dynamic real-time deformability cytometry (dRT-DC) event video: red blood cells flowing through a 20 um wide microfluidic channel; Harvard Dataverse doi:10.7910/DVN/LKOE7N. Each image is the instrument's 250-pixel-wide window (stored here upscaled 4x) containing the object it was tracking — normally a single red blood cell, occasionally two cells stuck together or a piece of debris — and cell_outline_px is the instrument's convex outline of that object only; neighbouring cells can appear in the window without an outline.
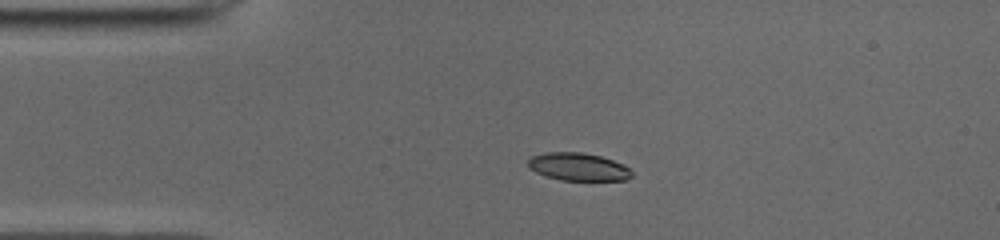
{"species": "common noctule bat (a hibernating species)", "species_latin": "Nyctalus noctula", "temperature_condition": "cold", "stored_images_in_passage": 41, "camera_frame_rate_fps": 3000, "um_per_image_px": 0.085, "animal": {"sex": "male", "body_mass_g": 19.0, "forearm_length_mm": 50.8}, "frame": {"image": 1, "passage_image": 1, "time_ms": 0.0, "image_size_px": [1000, 240], "cell_outline_px": [[632, 176], [628, 180], [560, 180], [544, 176], [528, 168], [528, 160], [532, 156], [544, 152], [580, 152], [600, 156], [624, 164], [632, 172]], "centroid_in_image_um": [49.13, 14.18], "position_along_channel_um": 35.9, "area_um2": 16.88}}
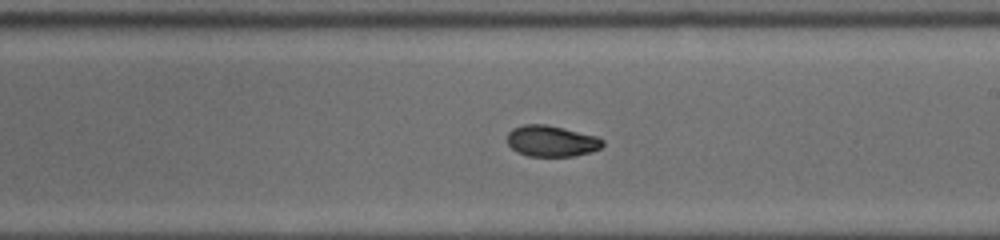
{"frame": {"image": 2, "passage_image": 19, "time_ms": 6.0, "image_size_px": [1000, 240], "cell_outline_px": [[604, 144], [600, 148], [576, 156], [528, 156], [516, 152], [508, 144], [508, 132], [512, 128], [524, 124], [544, 124], [596, 136], [604, 140]], "centroid_in_image_um": [46.85, 11.99], "position_along_channel_um": 242.2, "area_um2": 17.17}}
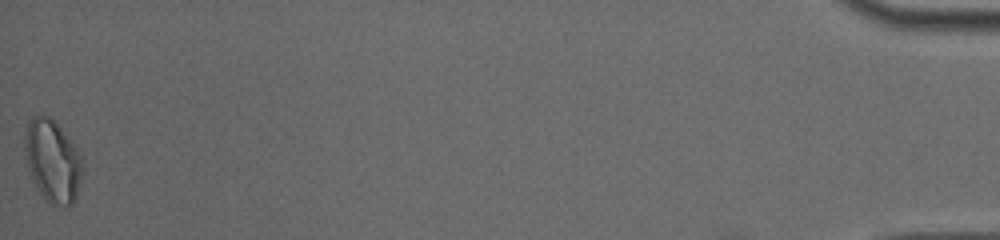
{"frame": {"image": 3, "passage_image": 41, "time_ms": 13.333, "image_size_px": [1000, 240], "cell_outline_px": [[80, 176], [76, 196], [72, 204], [68, 208], [64, 208], [48, 204], [36, 188], [28, 168], [24, 148], [24, 136], [28, 120], [32, 116], [48, 116], [68, 136], [80, 152]], "centroid_in_image_um": [4.43, 13.71], "position_along_channel_um": 430.8, "area_um2": 27.57}, "authors_computed_cell_mechanics": {"area_um2": 17.8602, "velocity_mm_per_s": 3.9411, "shape_relaxation_time_tau1_ms": 7.8462, "shape_relaxation_time_tau2_ms": 4.4252, "deformation_change_tau1": 0.2106, "deformation_change_tau2": 0.0778}}